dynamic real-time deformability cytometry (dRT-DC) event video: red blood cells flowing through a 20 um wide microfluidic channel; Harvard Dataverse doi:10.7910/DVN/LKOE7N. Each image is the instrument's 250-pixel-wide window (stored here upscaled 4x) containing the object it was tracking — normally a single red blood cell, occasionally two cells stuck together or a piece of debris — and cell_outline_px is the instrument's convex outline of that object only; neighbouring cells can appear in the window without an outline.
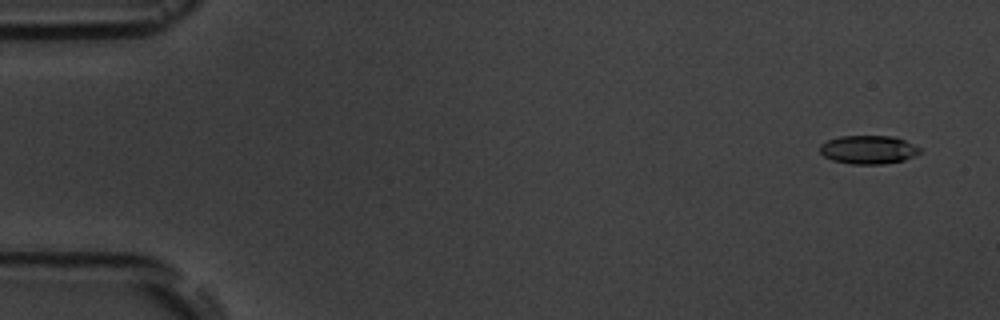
{"species": "common noctule bat (a hibernating species)", "species_latin": "Nyctalus noctula", "temperature_condition": "room temperature", "stored_images_in_passage": 5, "camera_frame_rate_fps": 3000, "um_per_image_px": 0.085, "animal": {"sex": "male", "body_mass_g": 19.5, "forearm_length_mm": 54.6}, "frame": {"image": 1, "passage_image": 1, "time_ms": 0.0, "image_size_px": [1000, 320], "cell_outline_px": [[920, 152], [904, 160], [884, 164], [852, 164], [832, 160], [824, 156], [820, 152], [820, 144], [828, 140], [840, 136], [896, 136], [920, 148]], "centroid_in_image_um": [73.79, 12.72], "position_along_channel_um": 11.2, "area_um2": 16.53}}
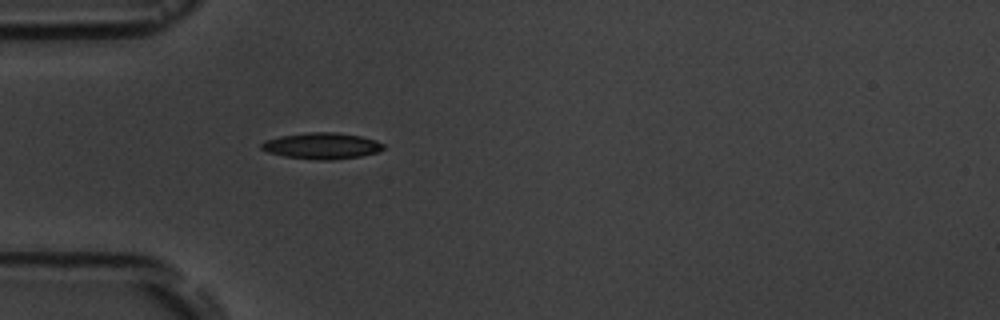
{"frame": {"image": 2, "passage_image": 5, "time_ms": 4.667, "image_size_px": [1000, 320], "cell_outline_px": [[384, 148], [376, 152], [360, 156], [332, 160], [316, 160], [284, 156], [268, 152], [260, 148], [260, 144], [264, 140], [280, 136], [308, 132], [336, 132], [360, 136], [376, 140], [384, 144]], "centroid_in_image_um": [27.33, 12.39], "position_along_channel_um": 57.7, "area_um2": 18.67}}